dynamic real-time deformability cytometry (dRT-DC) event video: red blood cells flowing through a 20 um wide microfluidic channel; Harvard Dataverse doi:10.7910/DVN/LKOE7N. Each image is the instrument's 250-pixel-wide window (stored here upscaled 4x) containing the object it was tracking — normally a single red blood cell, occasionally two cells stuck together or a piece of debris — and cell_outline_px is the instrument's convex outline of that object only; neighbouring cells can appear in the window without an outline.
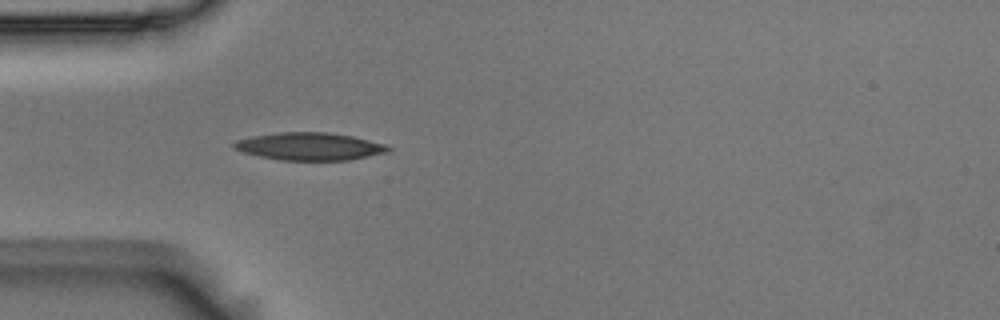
{"species": "Egyptian fruit bat (a non-hibernating species)", "species_latin": "Rousettus aegyptiacus", "temperature_condition": "room temperature", "stored_images_in_passage": 17, "camera_frame_rate_fps": 3000, "um_per_image_px": 0.085, "animal": {"sex": "male"}, "frame": {"image": 1, "passage_image": 4, "time_ms": 1.0, "image_size_px": [1000, 320], "cell_outline_px": [[392, 148], [388, 152], [348, 160], [280, 160], [260, 156], [244, 152], [232, 148], [232, 144], [236, 140], [252, 136], [280, 132], [328, 132], [352, 136], [384, 144]], "centroid_in_image_um": [26.29, 12.44], "position_along_channel_um": 58.7, "area_um2": 24.68}}
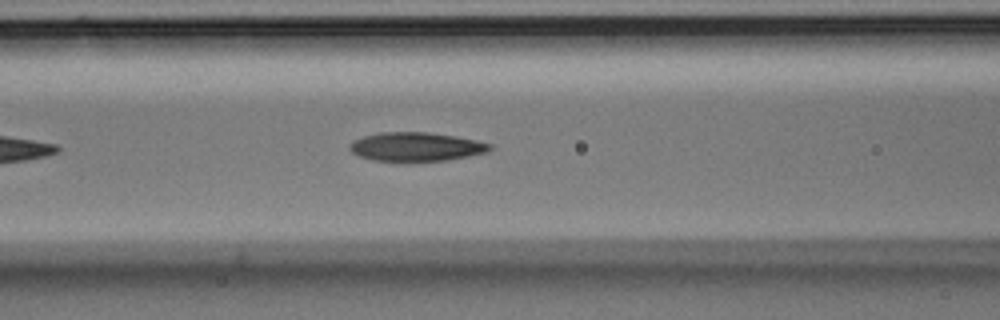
{"frame": {"image": 2, "passage_image": 10, "time_ms": 3.0, "image_size_px": [1000, 320], "cell_outline_px": [[492, 148], [488, 152], [448, 160], [372, 160], [360, 156], [352, 152], [348, 148], [348, 144], [352, 140], [364, 136], [380, 132], [428, 132], [456, 136], [476, 140], [492, 144]], "centroid_in_image_um": [35.36, 12.45], "position_along_channel_um": 131.2, "area_um2": 23.41}}
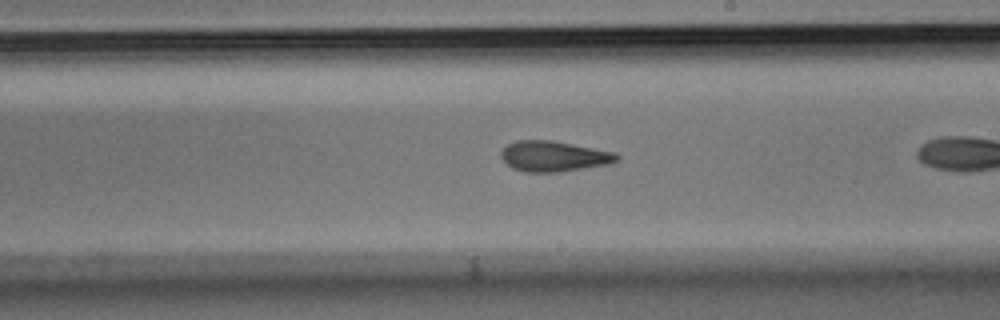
{"frame": {"image": 3, "passage_image": 16, "time_ms": 5.0, "image_size_px": [1000, 320], "cell_outline_px": [[620, 156], [616, 160], [608, 164], [560, 172], [528, 172], [512, 168], [500, 156], [500, 152], [508, 144], [516, 140], [552, 140], [616, 152]], "centroid_in_image_um": [47.07, 13.27], "position_along_channel_um": 241.9, "area_um2": 20.52}}